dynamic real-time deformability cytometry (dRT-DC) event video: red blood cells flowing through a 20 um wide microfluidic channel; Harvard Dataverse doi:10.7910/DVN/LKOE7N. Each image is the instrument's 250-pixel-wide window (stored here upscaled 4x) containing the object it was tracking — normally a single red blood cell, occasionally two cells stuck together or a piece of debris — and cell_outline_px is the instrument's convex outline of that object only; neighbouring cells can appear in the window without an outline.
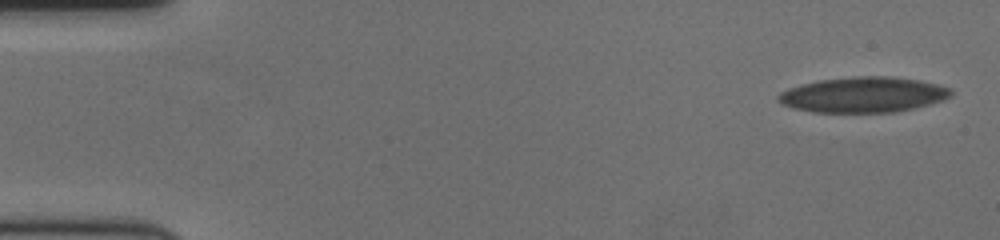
{"species": "human", "species_latin": "Homo sapiens", "temperature_condition": "cold", "stored_images_in_passage": 58, "camera_frame_rate_fps": 3000, "um_per_image_px": 0.085, "donor": {"sex": "female"}, "frame": {"image": 1, "passage_image": 1, "time_ms": 0.0, "image_size_px": [1000, 240], "cell_outline_px": [[952, 92], [948, 96], [940, 100], [928, 104], [912, 108], [892, 112], [812, 112], [796, 108], [784, 104], [776, 96], [780, 92], [788, 88], [820, 80], [856, 76], [892, 76], [916, 80], [936, 84], [948, 88]], "centroid_in_image_um": [73.34, 8.04], "position_along_channel_um": 11.7, "area_um2": 34.97}}
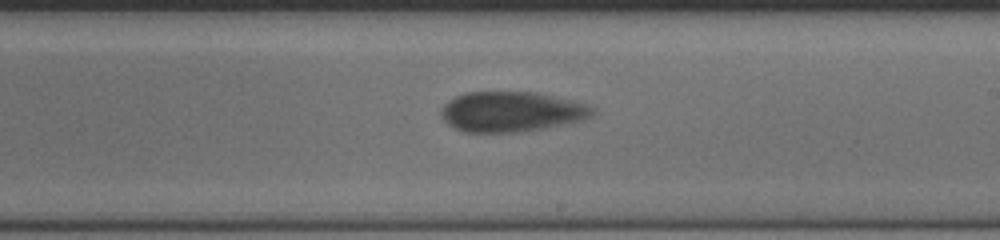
{"frame": {"image": 2, "passage_image": 34, "time_ms": 11.0, "image_size_px": [1000, 240], "cell_outline_px": [[596, 112], [592, 116], [580, 120], [564, 124], [524, 132], [464, 132], [448, 124], [440, 116], [440, 108], [448, 100], [464, 92], [536, 92], [572, 100], [588, 104], [596, 108]], "centroid_in_image_um": [43.47, 9.49], "position_along_channel_um": 245.5, "area_um2": 35.72}}
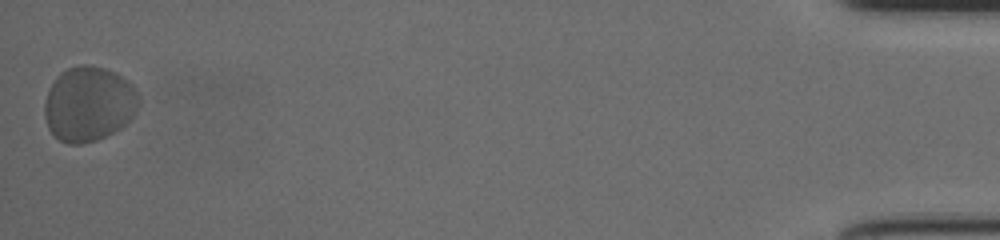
{"frame": {"image": 3, "passage_image": 58, "time_ms": 19.0, "image_size_px": [1000, 240], "cell_outline_px": [[140, 100], [132, 116], [120, 128], [96, 140], [84, 144], [68, 144], [60, 140], [48, 128], [44, 116], [44, 104], [48, 92], [56, 76], [60, 72], [68, 68], [80, 64], [88, 64], [104, 68], [116, 72], [128, 80], [132, 84]], "centroid_in_image_um": [7.52, 8.82], "position_along_channel_um": 427.7, "area_um2": 41.1}, "authors_computed_cell_mechanics": {"area_um2": 35.8938, "velocity_mm_per_s": 3.4583, "shape_relaxation_time_tau1_ms": 3.044, "shape_relaxation_time_tau2_ms": 1.3739, "deformation_change_tau1": 0.0874, "deformation_change_tau2": 0.0767}}